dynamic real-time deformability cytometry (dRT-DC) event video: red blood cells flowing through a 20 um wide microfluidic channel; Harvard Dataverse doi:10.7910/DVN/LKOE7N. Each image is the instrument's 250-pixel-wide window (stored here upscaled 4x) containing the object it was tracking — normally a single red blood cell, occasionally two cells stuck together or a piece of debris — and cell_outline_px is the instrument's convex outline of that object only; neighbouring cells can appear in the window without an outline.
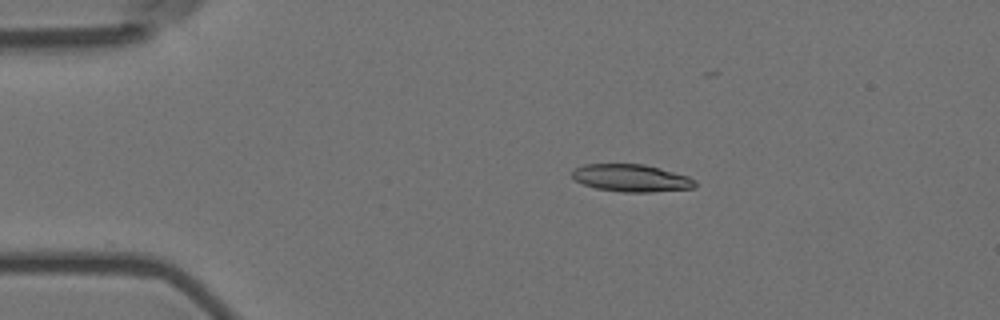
{"species": "Egyptian fruit bat (a non-hibernating species)", "species_latin": "Rousettus aegyptiacus", "temperature_condition": "room temperature", "stored_images_in_passage": 4, "camera_frame_rate_fps": 3000, "um_per_image_px": 0.085, "animal": {"sex": "female"}, "frame": {"image": 1, "passage_image": 2, "time_ms": 0.333, "image_size_px": [1000, 320], "cell_outline_px": [[696, 188], [648, 192], [620, 192], [596, 188], [584, 184], [576, 180], [572, 176], [572, 172], [576, 168], [584, 164], [644, 164], [660, 168], [688, 176], [696, 180]], "centroid_in_image_um": [53.69, 15.13], "position_along_channel_um": 31.3, "area_um2": 19.59}}
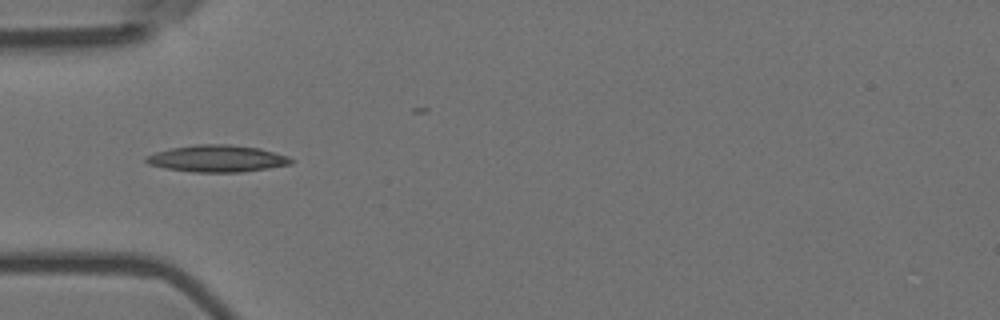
{"frame": {"image": 2, "passage_image": 4, "time_ms": 1.0, "image_size_px": [1000, 320], "cell_outline_px": [[296, 160], [292, 164], [268, 168], [240, 172], [192, 172], [164, 168], [148, 164], [144, 160], [144, 156], [156, 152], [172, 148], [196, 144], [228, 144], [260, 148], [288, 156]], "centroid_in_image_um": [18.46, 13.48], "position_along_channel_um": 66.5, "area_um2": 22.83}}